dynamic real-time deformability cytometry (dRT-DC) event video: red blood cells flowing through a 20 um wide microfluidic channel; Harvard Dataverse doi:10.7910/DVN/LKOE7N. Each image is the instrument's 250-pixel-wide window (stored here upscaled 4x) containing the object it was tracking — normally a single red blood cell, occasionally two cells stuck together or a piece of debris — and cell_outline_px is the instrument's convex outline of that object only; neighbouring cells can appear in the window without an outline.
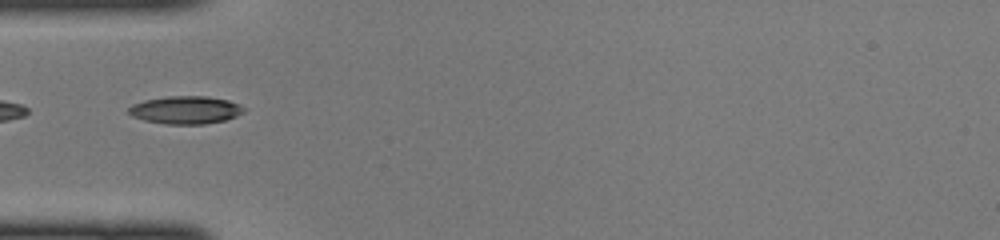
{"species": "common noctule bat (a hibernating species)", "species_latin": "Nyctalus noctula", "temperature_condition": "cold", "stored_images_in_passage": 3, "camera_frame_rate_fps": 3000, "um_per_image_px": 0.085, "animal": {"sex": "female", "body_mass_g": 22.0, "forearm_length_mm": 56.7}, "frame": {"image": 1, "passage_image": 1, "time_ms": 0.0, "image_size_px": [1000, 240], "cell_outline_px": [[248, 108], [244, 112], [236, 116], [224, 120], [204, 124], [164, 124], [144, 120], [132, 116], [128, 112], [128, 108], [132, 104], [144, 100], [168, 96], [208, 96], [228, 100]], "centroid_in_image_um": [15.78, 9.34], "position_along_channel_um": 69.2, "area_um2": 18.79}}